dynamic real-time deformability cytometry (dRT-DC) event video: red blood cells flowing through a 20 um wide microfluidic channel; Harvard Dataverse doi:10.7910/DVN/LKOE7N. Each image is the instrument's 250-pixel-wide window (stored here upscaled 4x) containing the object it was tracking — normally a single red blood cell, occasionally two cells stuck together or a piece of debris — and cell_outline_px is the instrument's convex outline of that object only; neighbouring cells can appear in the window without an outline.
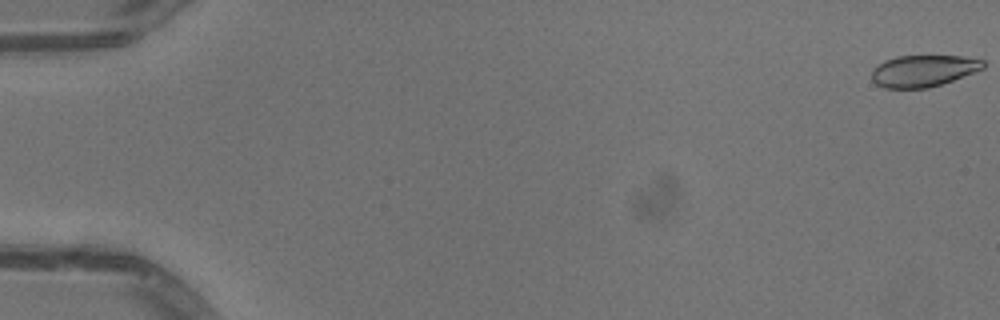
{"species": "common noctule bat (a hibernating species)", "species_latin": "Nyctalus noctula", "temperature_condition": "warm", "stored_images_in_passage": 52, "camera_frame_rate_fps": 3000, "um_per_image_px": 0.085, "animal": {"sex": "male", "body_mass_g": 13.3}, "frame": {"image": 1, "passage_image": 1, "time_ms": 0.0, "image_size_px": [1000, 320], "cell_outline_px": [[984, 68], [976, 72], [928, 88], [884, 88], [876, 84], [872, 80], [872, 68], [884, 60], [896, 56], [960, 56], [984, 60]], "centroid_in_image_um": [78.46, 6.02], "position_along_channel_um": 6.5, "area_um2": 20.58}}
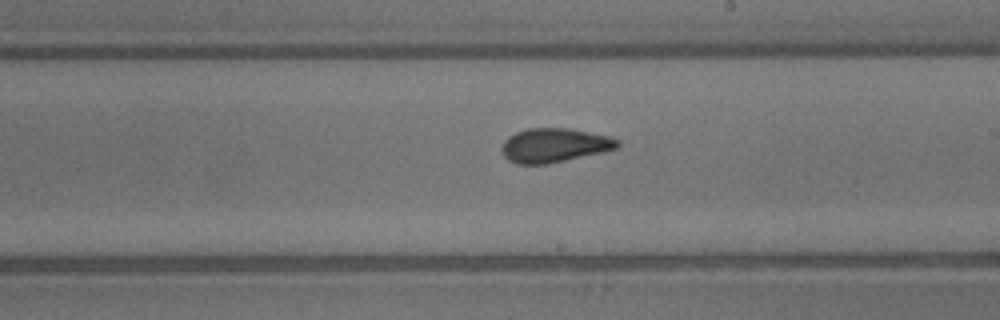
{"frame": {"image": 2, "passage_image": 31, "time_ms": 10.0, "image_size_px": [1000, 320], "cell_outline_px": [[620, 144], [616, 148], [604, 152], [544, 164], [516, 164], [508, 160], [504, 156], [500, 148], [504, 140], [508, 136], [516, 132], [528, 128], [568, 128], [612, 136], [620, 140]], "centroid_in_image_um": [47.11, 12.34], "position_along_channel_um": 241.9, "area_um2": 23.12}}
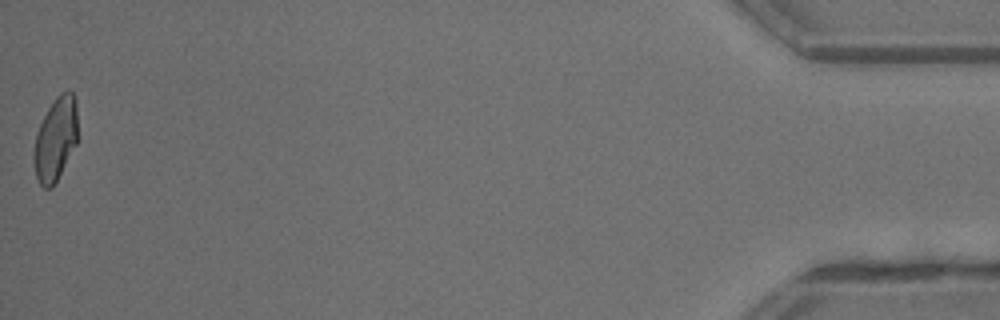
{"frame": {"image": 3, "passage_image": 52, "time_ms": 17.0, "image_size_px": [1000, 320], "cell_outline_px": [[76, 144], [52, 188], [44, 188], [40, 184], [36, 176], [32, 160], [36, 136], [40, 124], [48, 108], [56, 96], [60, 92], [68, 88], [72, 92], [76, 100]], "centroid_in_image_um": [4.71, 11.8], "position_along_channel_um": 430.5, "area_um2": 21.15}, "authors_computed_cell_mechanics": {"area_um2": 22.3975, "velocity_mm_per_s": 4.0944, "shape_relaxation_time_tau1_ms": null, "shape_relaxation_time_tau2_ms": 1.0512, "deformation_change_tau1": null, "deformation_change_tau2": 0.0757}}